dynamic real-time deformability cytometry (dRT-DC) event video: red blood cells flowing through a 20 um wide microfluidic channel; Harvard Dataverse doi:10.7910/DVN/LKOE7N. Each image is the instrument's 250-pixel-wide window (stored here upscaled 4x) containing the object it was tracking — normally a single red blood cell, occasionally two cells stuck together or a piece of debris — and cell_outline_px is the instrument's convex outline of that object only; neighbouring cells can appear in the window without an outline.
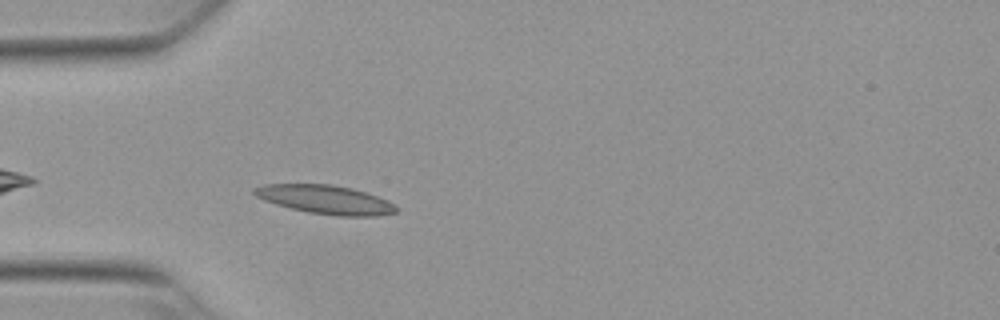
{"species": "Egyptian fruit bat (a non-hibernating species)", "species_latin": "Rousettus aegyptiacus", "temperature_condition": "warm", "stored_images_in_passage": 7, "camera_frame_rate_fps": 3000, "um_per_image_px": 0.085, "animal": {"sex": "female"}, "frame": {"image": 1, "passage_image": 3, "time_ms": 0.667, "image_size_px": [1000, 320], "cell_outline_px": [[400, 208], [396, 212], [376, 216], [336, 216], [308, 212], [276, 204], [264, 200], [256, 196], [252, 192], [252, 188], [264, 184], [332, 184], [352, 188], [388, 200]], "centroid_in_image_um": [27.67, 16.96], "position_along_channel_um": 57.3, "area_um2": 23.81}}
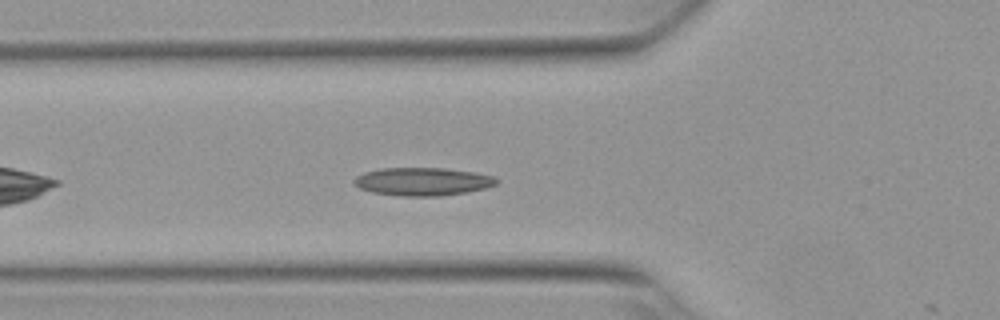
{"frame": {"image": 2, "passage_image": 6, "time_ms": 1.667, "image_size_px": [1000, 320], "cell_outline_px": [[500, 180], [496, 184], [484, 188], [468, 192], [440, 196], [400, 196], [372, 192], [360, 188], [352, 184], [352, 180], [356, 176], [364, 172], [380, 168], [444, 168], [476, 172], [492, 176]], "centroid_in_image_um": [35.9, 15.43], "position_along_channel_um": 89.9, "area_um2": 23.47}}